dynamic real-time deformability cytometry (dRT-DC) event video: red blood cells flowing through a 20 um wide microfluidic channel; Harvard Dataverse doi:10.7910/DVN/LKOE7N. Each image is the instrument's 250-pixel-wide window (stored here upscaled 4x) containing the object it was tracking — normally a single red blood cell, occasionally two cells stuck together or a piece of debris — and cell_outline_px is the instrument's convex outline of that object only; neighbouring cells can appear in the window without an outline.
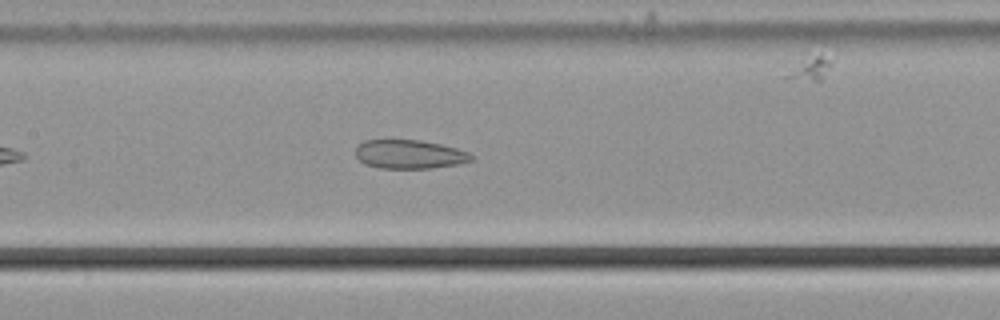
{"species": "common noctule bat (a hibernating species)", "species_latin": "Nyctalus noctula", "temperature_condition": "cold", "stored_images_in_passage": 38, "camera_frame_rate_fps": 3000, "um_per_image_px": 0.085, "animal": {"sex": "male", "body_mass_g": 21.5, "forearm_length_mm": 52.0}, "frame": {"image": 1, "passage_image": 9, "time_ms": 2.667, "image_size_px": [1000, 320], "cell_outline_px": [[476, 156], [472, 160], [460, 164], [432, 168], [380, 168], [364, 164], [356, 156], [356, 144], [364, 140], [420, 140], [440, 144], [456, 148], [468, 152]], "centroid_in_image_um": [34.81, 13.11], "position_along_channel_um": 172.6, "area_um2": 19.59}}
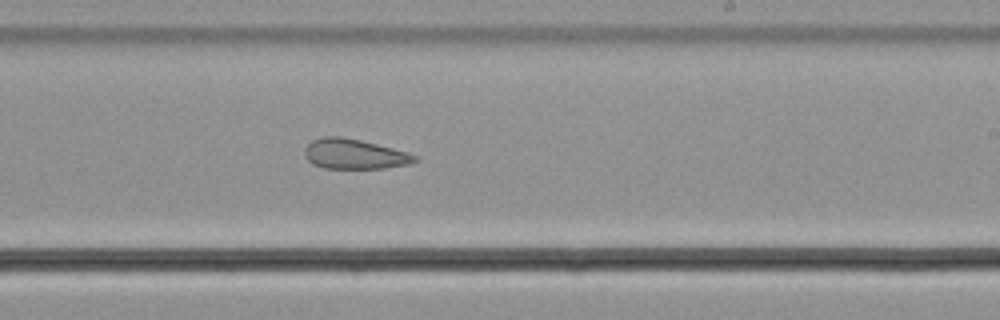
{"frame": {"image": 2, "passage_image": 16, "time_ms": 5.0, "image_size_px": [1000, 320], "cell_outline_px": [[420, 160], [408, 164], [384, 168], [324, 168], [312, 164], [304, 156], [304, 148], [312, 140], [324, 136], [340, 136], [360, 140], [408, 152], [416, 156]], "centroid_in_image_um": [30.1, 13.09], "position_along_channel_um": 258.9, "area_um2": 19.25}}
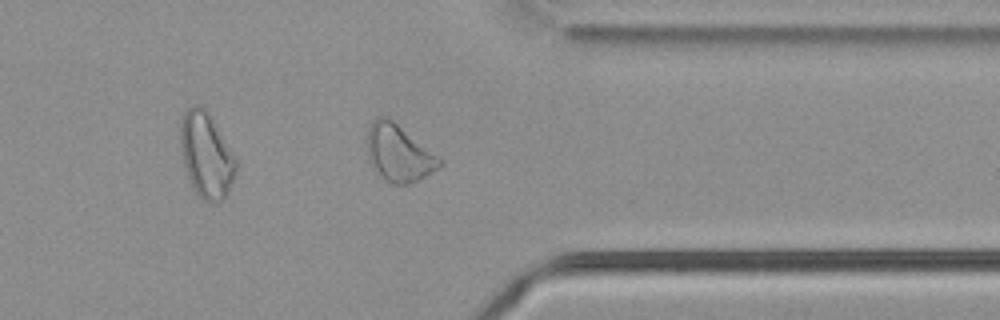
{"frame": {"image": 3, "passage_image": 26, "time_ms": 8.333, "image_size_px": [1000, 320], "cell_outline_px": [[444, 164], [424, 176], [408, 184], [392, 184], [380, 176], [368, 152], [368, 128], [372, 120], [376, 116], [388, 116], [444, 160]], "centroid_in_image_um": [33.93, 12.97], "position_along_channel_um": 377.5, "area_um2": 23.58}}